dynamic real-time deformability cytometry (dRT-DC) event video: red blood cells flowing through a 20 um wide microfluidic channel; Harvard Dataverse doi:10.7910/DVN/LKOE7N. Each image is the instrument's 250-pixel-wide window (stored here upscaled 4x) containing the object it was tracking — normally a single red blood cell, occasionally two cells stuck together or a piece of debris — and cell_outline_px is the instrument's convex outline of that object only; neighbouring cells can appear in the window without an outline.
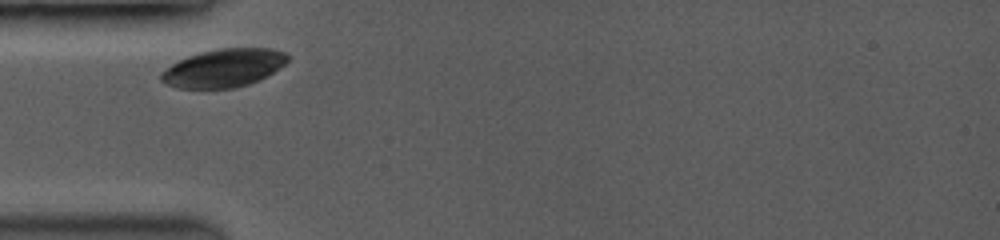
{"species": "common noctule bat (a hibernating species)", "species_latin": "Nyctalus noctula", "temperature_condition": "room temperature", "stored_images_in_passage": 13, "camera_frame_rate_fps": 3500, "um_per_image_px": 0.085, "animal": {"sex": "female", "body_mass_g": 19.0, "forearm_length_mm": 53.3}, "frame": {"image": 1, "passage_image": 1, "time_ms": 0.0, "image_size_px": [1000, 240], "cell_outline_px": [[288, 60], [284, 64], [272, 72], [248, 84], [232, 88], [180, 88], [168, 84], [160, 80], [160, 72], [172, 64], [188, 56], [200, 52], [220, 48], [272, 48], [284, 52], [288, 56]], "centroid_in_image_um": [18.99, 5.77], "position_along_channel_um": 66.0, "area_um2": 27.74}}
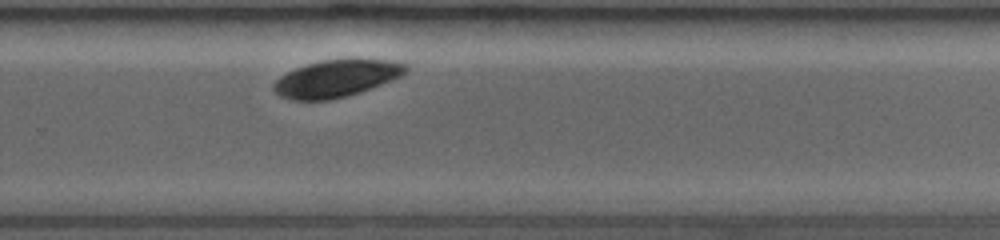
{"frame": {"image": 2, "passage_image": 8, "time_ms": 6.286, "image_size_px": [1000, 240], "cell_outline_px": [[408, 68], [400, 76], [360, 92], [348, 96], [328, 100], [292, 100], [280, 96], [272, 88], [272, 84], [280, 76], [296, 68], [308, 64], [324, 60], [348, 56], [392, 60], [404, 64]], "centroid_in_image_um": [28.59, 6.63], "position_along_channel_um": 301.2, "area_um2": 28.96}}
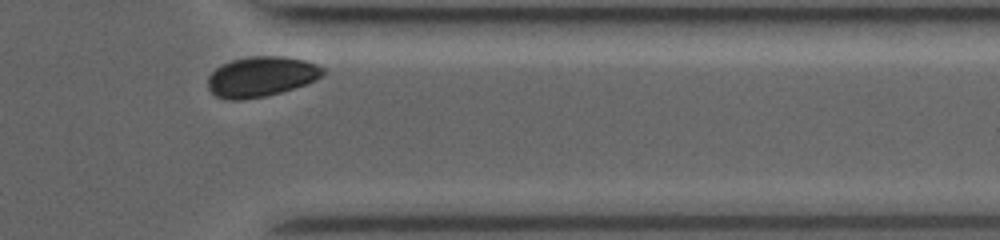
{"frame": {"image": 3, "passage_image": 12, "time_ms": 8.571, "image_size_px": [1000, 240], "cell_outline_px": [[324, 72], [316, 80], [280, 92], [264, 96], [240, 100], [224, 100], [216, 96], [208, 88], [208, 76], [216, 68], [232, 60], [252, 56], [284, 56], [304, 60], [316, 64], [324, 68]], "centroid_in_image_um": [22.17, 6.51], "position_along_channel_um": 389.2, "area_um2": 26.7}}